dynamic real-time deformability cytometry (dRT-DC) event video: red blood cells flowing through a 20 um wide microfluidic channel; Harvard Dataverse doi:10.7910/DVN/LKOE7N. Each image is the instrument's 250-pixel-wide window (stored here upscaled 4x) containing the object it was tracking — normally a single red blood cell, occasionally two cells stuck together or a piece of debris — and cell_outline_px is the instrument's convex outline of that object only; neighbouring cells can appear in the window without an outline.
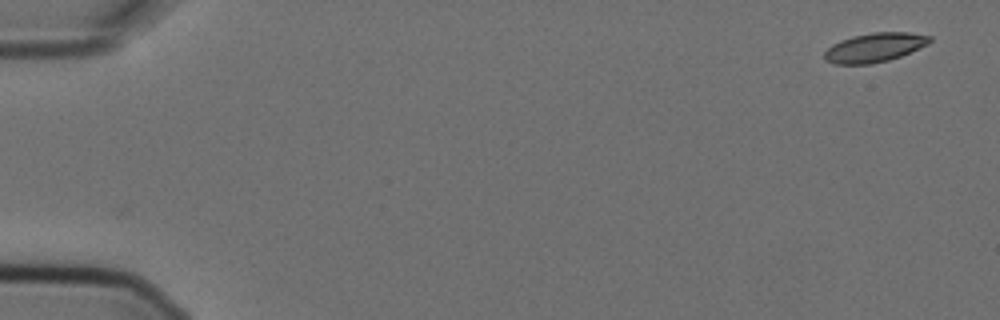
{"species": "Egyptian fruit bat (a non-hibernating species)", "species_latin": "Rousettus aegyptiacus", "temperature_condition": "cold", "stored_images_in_passage": 2, "camera_frame_rate_fps": 3000, "um_per_image_px": 0.085, "animal": {"sex": "female"}, "frame": {"image": 1, "passage_image": 2, "time_ms": 0.333, "image_size_px": [1000, 320], "cell_outline_px": [[932, 40], [928, 44], [900, 56], [888, 60], [872, 64], [836, 64], [824, 60], [824, 52], [832, 44], [840, 40], [852, 36], [872, 32], [908, 32], [932, 36]], "centroid_in_image_um": [74.33, 4.03], "position_along_channel_um": 10.7, "area_um2": 17.92}}